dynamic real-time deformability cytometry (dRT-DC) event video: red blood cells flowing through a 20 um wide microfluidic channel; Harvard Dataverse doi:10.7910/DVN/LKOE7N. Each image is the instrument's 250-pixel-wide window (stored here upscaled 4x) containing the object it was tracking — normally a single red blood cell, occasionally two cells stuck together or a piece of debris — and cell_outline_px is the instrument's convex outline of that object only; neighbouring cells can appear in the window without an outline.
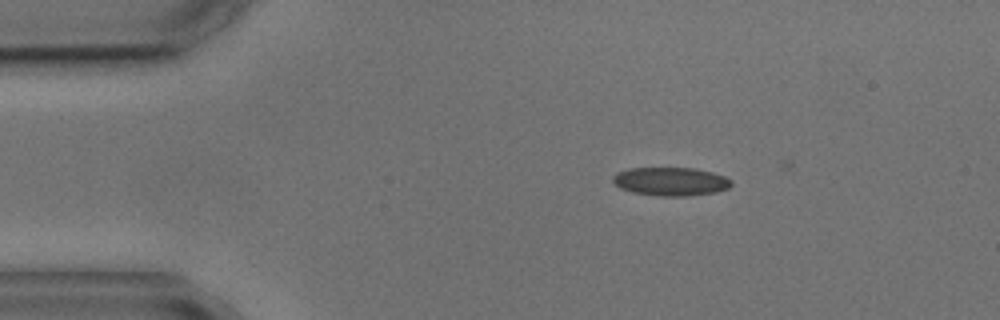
{"species": "common noctule bat (a hibernating species)", "species_latin": "Nyctalus noctula", "temperature_condition": "cold", "stored_images_in_passage": 2, "camera_frame_rate_fps": 3000, "um_per_image_px": 0.085, "animal": {"sex": "male", "body_mass_g": 17.9, "forearm_length_mm": 54.2}, "frame": {"image": 1, "passage_image": 1, "time_ms": 0.0, "image_size_px": [1000, 320], "cell_outline_px": [[732, 184], [728, 188], [716, 192], [684, 196], [660, 196], [632, 192], [620, 188], [612, 180], [612, 176], [616, 172], [628, 168], [696, 168], [712, 172], [724, 176], [732, 180]], "centroid_in_image_um": [57.0, 15.42], "position_along_channel_um": 28.0, "area_um2": 19.71}}